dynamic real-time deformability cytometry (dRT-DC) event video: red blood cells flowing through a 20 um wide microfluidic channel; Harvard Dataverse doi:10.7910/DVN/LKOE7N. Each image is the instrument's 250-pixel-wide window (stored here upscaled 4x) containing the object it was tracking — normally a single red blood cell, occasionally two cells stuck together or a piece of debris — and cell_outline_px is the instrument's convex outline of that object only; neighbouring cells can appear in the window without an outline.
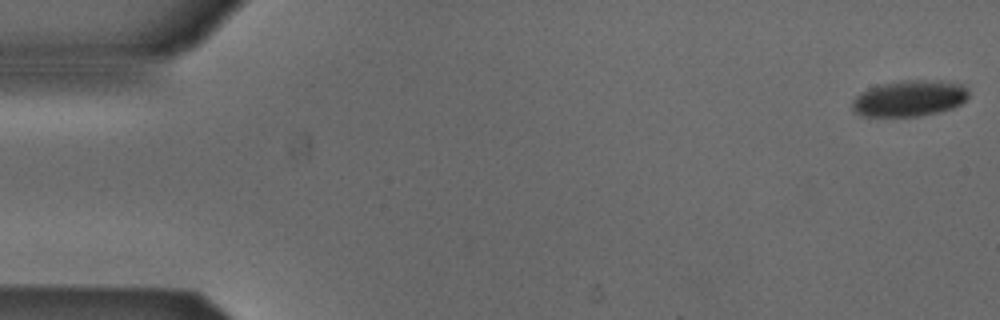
{"species": "Egyptian fruit bat (a non-hibernating species)", "species_latin": "Rousettus aegyptiacus", "temperature_condition": "cold", "stored_images_in_passage": 53, "camera_frame_rate_fps": 3000, "um_per_image_px": 0.085, "animal": {"sex": "male"}, "frame": {"image": 1, "passage_image": 1, "time_ms": 0.0, "image_size_px": [1000, 320], "cell_outline_px": [[968, 96], [960, 104], [952, 108], [940, 112], [920, 116], [864, 116], [856, 112], [852, 108], [852, 100], [860, 92], [868, 88], [880, 84], [904, 80], [940, 80], [960, 84], [968, 92]], "centroid_in_image_um": [77.28, 8.36], "position_along_channel_um": 7.7, "area_um2": 24.45}}
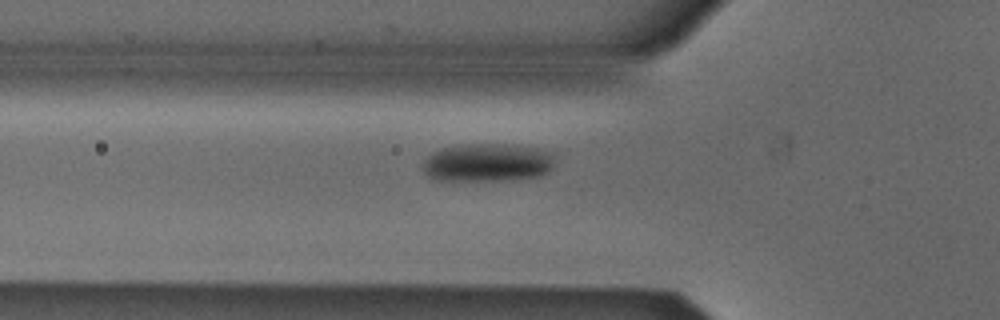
{"frame": {"image": 2, "passage_image": 18, "time_ms": 5.667, "image_size_px": [1000, 320], "cell_outline_px": [[552, 168], [548, 172], [540, 176], [504, 180], [436, 180], [428, 176], [420, 168], [420, 164], [432, 152], [444, 148], [468, 144], [516, 144], [536, 148], [552, 152]], "centroid_in_image_um": [41.4, 13.82], "position_along_channel_um": 84.4, "area_um2": 29.54}}
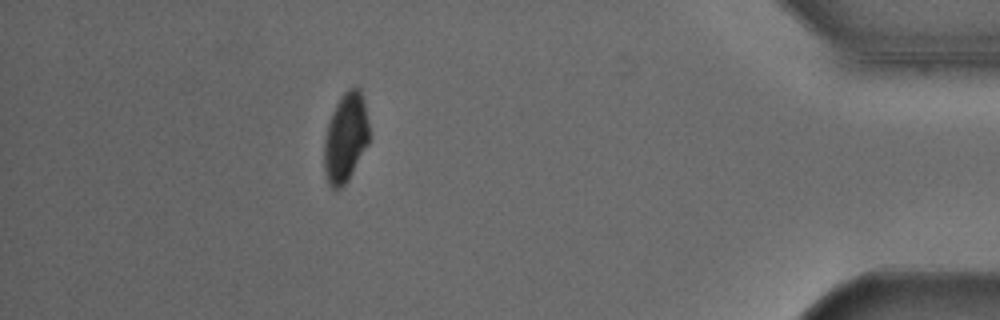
{"frame": {"image": 3, "passage_image": 47, "time_ms": 15.333, "image_size_px": [1000, 320], "cell_outline_px": [[368, 144], [348, 180], [336, 192], [328, 184], [324, 172], [324, 140], [328, 124], [332, 112], [340, 96], [348, 88], [356, 84], [360, 88], [364, 100], [368, 124]], "centroid_in_image_um": [29.36, 11.69], "position_along_channel_um": 405.8, "area_um2": 23.58}, "authors_computed_cell_mechanics": {"area_um2": 27.0504, "velocity_mm_per_s": 3.8648, "shape_relaxation_time_tau1_ms": 2.3972, "shape_relaxation_time_tau2_ms": null, "deformation_change_tau1": 0.1036, "deformation_change_tau2": null}}